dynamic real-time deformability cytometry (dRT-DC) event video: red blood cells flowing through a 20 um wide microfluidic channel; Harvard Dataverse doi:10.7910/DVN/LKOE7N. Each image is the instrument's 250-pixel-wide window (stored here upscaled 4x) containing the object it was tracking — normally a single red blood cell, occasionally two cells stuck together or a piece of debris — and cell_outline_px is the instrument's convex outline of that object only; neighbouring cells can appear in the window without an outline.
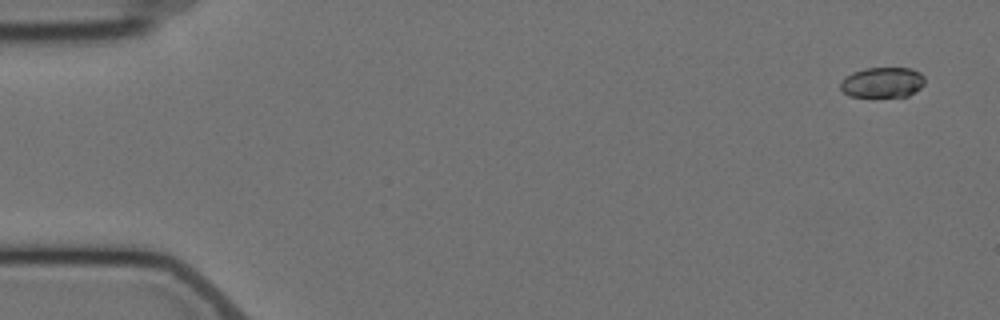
{"species": "Egyptian fruit bat (a non-hibernating species)", "species_latin": "Rousettus aegyptiacus", "temperature_condition": "cold", "stored_images_in_passage": 5, "camera_frame_rate_fps": 3000, "um_per_image_px": 0.085, "animal": {"sex": "female"}, "frame": {"image": 1, "passage_image": 1, "time_ms": 0.0, "image_size_px": [1000, 320], "cell_outline_px": [[924, 84], [920, 88], [908, 96], [848, 96], [840, 88], [840, 80], [844, 76], [852, 72], [864, 68], [912, 68], [920, 72], [924, 76]], "centroid_in_image_um": [74.99, 6.99], "position_along_channel_um": 10.0, "area_um2": 15.03}}
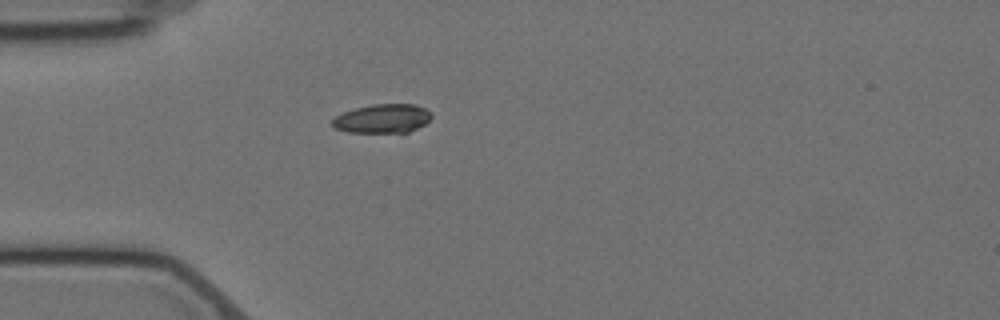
{"frame": {"image": 2, "passage_image": 5, "time_ms": 4.667, "image_size_px": [1000, 320], "cell_outline_px": [[432, 116], [424, 124], [408, 132], [348, 132], [336, 128], [332, 124], [332, 120], [336, 116], [344, 112], [356, 108], [372, 104], [416, 104], [432, 112]], "centroid_in_image_um": [32.53, 10.07], "position_along_channel_um": 52.5, "area_um2": 16.53}}